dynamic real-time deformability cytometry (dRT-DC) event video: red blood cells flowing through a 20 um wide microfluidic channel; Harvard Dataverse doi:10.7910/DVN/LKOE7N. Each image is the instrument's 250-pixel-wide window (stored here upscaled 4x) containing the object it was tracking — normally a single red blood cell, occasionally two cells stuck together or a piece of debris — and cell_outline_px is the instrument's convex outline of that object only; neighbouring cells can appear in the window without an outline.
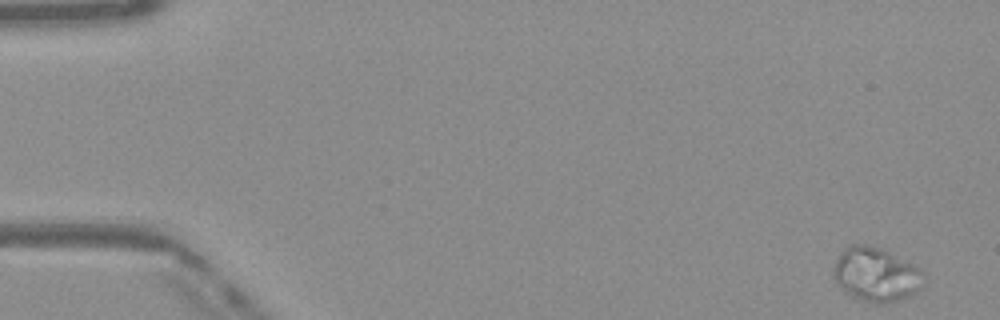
{"species": "Egyptian fruit bat (a non-hibernating species)", "species_latin": "Rousettus aegyptiacus", "temperature_condition": "warm", "stored_images_in_passage": 50, "camera_frame_rate_fps": 3000, "um_per_image_px": 0.085, "frame": {"image": 1, "passage_image": 1, "time_ms": 0.0, "image_size_px": [1000, 320], "cell_outline_px": [[924, 284], [912, 296], [880, 304], [864, 300], [844, 292], [836, 284], [836, 260], [840, 252], [848, 244], [864, 244], [880, 248], [912, 264], [924, 272]], "centroid_in_image_um": [74.48, 23.33], "position_along_channel_um": 10.5, "area_um2": 28.03}}
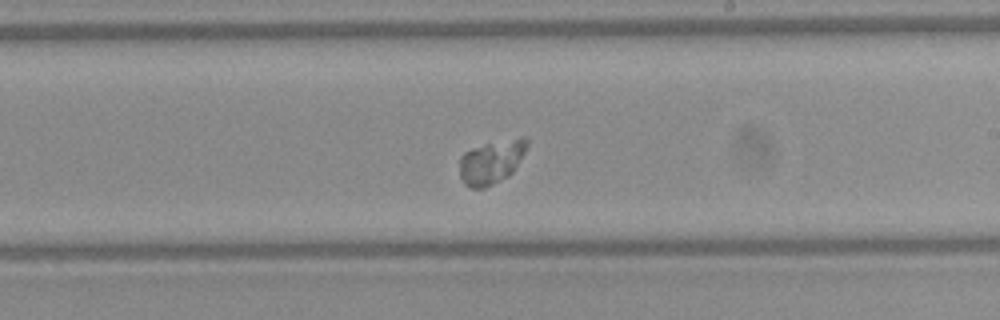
{"frame": {"image": 2, "passage_image": 29, "time_ms": 9.333, "image_size_px": [1000, 320], "cell_outline_px": [[528, 144], [524, 152], [512, 172], [508, 176], [484, 188], [472, 188], [464, 184], [460, 176], [460, 156], [464, 152], [472, 148], [484, 144], [524, 136], [528, 136]], "centroid_in_image_um": [41.76, 13.75], "position_along_channel_um": 247.2, "area_um2": 16.99}}
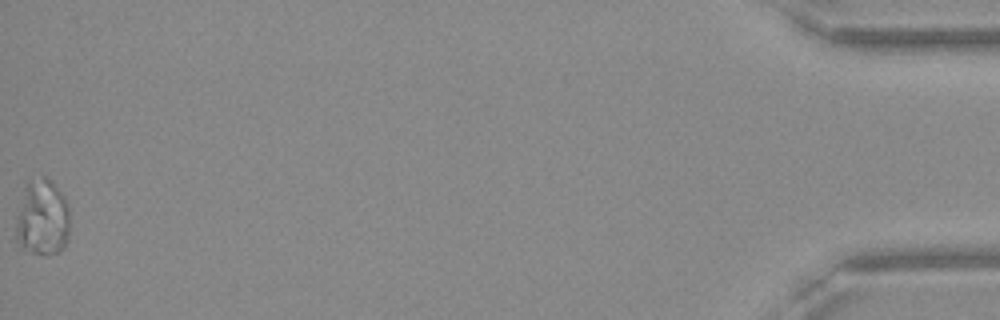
{"frame": {"image": 3, "passage_image": 50, "time_ms": 16.333, "image_size_px": [1000, 320], "cell_outline_px": [[68, 240], [56, 252], [44, 256], [32, 252], [24, 248], [16, 240], [16, 216], [24, 188], [28, 180], [44, 176], [52, 180], [64, 196], [68, 204]], "centroid_in_image_um": [3.59, 18.48], "position_along_channel_um": 431.6, "area_um2": 23.99}}